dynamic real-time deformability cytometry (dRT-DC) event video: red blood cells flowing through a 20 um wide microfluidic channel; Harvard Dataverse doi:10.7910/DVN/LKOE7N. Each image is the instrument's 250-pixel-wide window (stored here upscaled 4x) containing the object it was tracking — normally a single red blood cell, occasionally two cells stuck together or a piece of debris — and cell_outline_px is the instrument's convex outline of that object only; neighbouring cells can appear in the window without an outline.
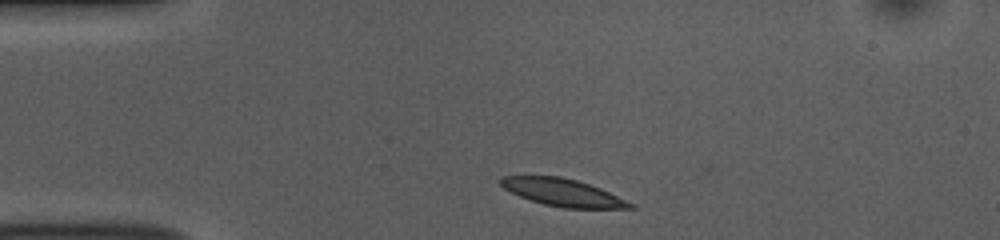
{"species": "common noctule bat (a hibernating species)", "species_latin": "Nyctalus noctula", "temperature_condition": "room temperature", "stored_images_in_passage": 4, "camera_frame_rate_fps": 3000, "um_per_image_px": 0.085, "animal": {"sex": "female", "body_mass_g": 10.0, "forearm_length_mm": 53.1}, "frame": {"image": 1, "passage_image": 1, "time_ms": 0.0, "image_size_px": [1000, 240], "cell_outline_px": [[636, 208], [564, 208], [544, 204], [520, 196], [504, 188], [500, 184], [500, 176], [560, 176], [576, 180], [600, 188], [636, 204]], "centroid_in_image_um": [47.87, 16.36], "position_along_channel_um": 37.1, "area_um2": 20.46}}